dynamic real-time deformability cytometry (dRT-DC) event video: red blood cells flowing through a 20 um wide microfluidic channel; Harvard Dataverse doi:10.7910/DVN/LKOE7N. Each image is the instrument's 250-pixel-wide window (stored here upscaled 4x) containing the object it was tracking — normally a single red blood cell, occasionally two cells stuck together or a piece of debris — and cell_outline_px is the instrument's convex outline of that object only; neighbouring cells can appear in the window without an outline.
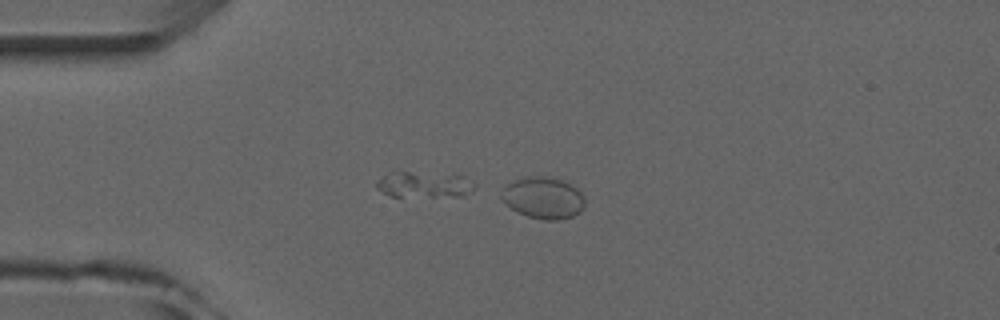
{"species": "common noctule bat (a hibernating species)", "species_latin": "Nyctalus noctula", "temperature_condition": "room temperature", "stored_images_in_passage": 4, "camera_frame_rate_fps": 3000, "um_per_image_px": 0.085, "animal": {"sex": "male", "forearm_length_mm": 52.5}, "frame": {"image": 1, "passage_image": 3, "time_ms": 2.0, "image_size_px": [1000, 320], "cell_outline_px": [[584, 208], [580, 212], [572, 216], [560, 220], [544, 220], [528, 216], [516, 212], [504, 204], [500, 200], [500, 196], [504, 188], [512, 180], [524, 176], [552, 176], [564, 180], [572, 184], [584, 196]], "centroid_in_image_um": [46.16, 16.8], "position_along_channel_um": 38.8, "area_um2": 20.75}}